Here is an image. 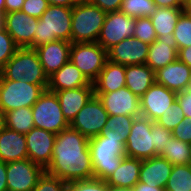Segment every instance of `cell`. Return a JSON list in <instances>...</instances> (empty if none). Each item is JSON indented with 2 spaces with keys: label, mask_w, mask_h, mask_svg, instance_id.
<instances>
[{
  "label": "cell",
  "mask_w": 191,
  "mask_h": 191,
  "mask_svg": "<svg viewBox=\"0 0 191 191\" xmlns=\"http://www.w3.org/2000/svg\"><path fill=\"white\" fill-rule=\"evenodd\" d=\"M45 172L67 183L94 178L89 139L70 126L56 134L52 160Z\"/></svg>",
  "instance_id": "1"
},
{
  "label": "cell",
  "mask_w": 191,
  "mask_h": 191,
  "mask_svg": "<svg viewBox=\"0 0 191 191\" xmlns=\"http://www.w3.org/2000/svg\"><path fill=\"white\" fill-rule=\"evenodd\" d=\"M126 140L113 130H102L89 139L94 178L106 180L120 165L125 154Z\"/></svg>",
  "instance_id": "2"
},
{
  "label": "cell",
  "mask_w": 191,
  "mask_h": 191,
  "mask_svg": "<svg viewBox=\"0 0 191 191\" xmlns=\"http://www.w3.org/2000/svg\"><path fill=\"white\" fill-rule=\"evenodd\" d=\"M0 79L37 85H48L49 81L36 50L29 47L18 48L13 57L0 70Z\"/></svg>",
  "instance_id": "3"
},
{
  "label": "cell",
  "mask_w": 191,
  "mask_h": 191,
  "mask_svg": "<svg viewBox=\"0 0 191 191\" xmlns=\"http://www.w3.org/2000/svg\"><path fill=\"white\" fill-rule=\"evenodd\" d=\"M72 8L49 5L38 19L33 48L55 40L71 42Z\"/></svg>",
  "instance_id": "4"
},
{
  "label": "cell",
  "mask_w": 191,
  "mask_h": 191,
  "mask_svg": "<svg viewBox=\"0 0 191 191\" xmlns=\"http://www.w3.org/2000/svg\"><path fill=\"white\" fill-rule=\"evenodd\" d=\"M106 12L89 2L72 8L71 43L97 42Z\"/></svg>",
  "instance_id": "5"
},
{
  "label": "cell",
  "mask_w": 191,
  "mask_h": 191,
  "mask_svg": "<svg viewBox=\"0 0 191 191\" xmlns=\"http://www.w3.org/2000/svg\"><path fill=\"white\" fill-rule=\"evenodd\" d=\"M47 88L48 85L0 79V108L6 113L18 108L32 107Z\"/></svg>",
  "instance_id": "6"
},
{
  "label": "cell",
  "mask_w": 191,
  "mask_h": 191,
  "mask_svg": "<svg viewBox=\"0 0 191 191\" xmlns=\"http://www.w3.org/2000/svg\"><path fill=\"white\" fill-rule=\"evenodd\" d=\"M108 60L107 50L97 42L71 43L70 61L94 82Z\"/></svg>",
  "instance_id": "7"
},
{
  "label": "cell",
  "mask_w": 191,
  "mask_h": 191,
  "mask_svg": "<svg viewBox=\"0 0 191 191\" xmlns=\"http://www.w3.org/2000/svg\"><path fill=\"white\" fill-rule=\"evenodd\" d=\"M34 126L58 134L69 126L55 92L46 89L32 106Z\"/></svg>",
  "instance_id": "8"
},
{
  "label": "cell",
  "mask_w": 191,
  "mask_h": 191,
  "mask_svg": "<svg viewBox=\"0 0 191 191\" xmlns=\"http://www.w3.org/2000/svg\"><path fill=\"white\" fill-rule=\"evenodd\" d=\"M152 122L141 115L135 117L126 140V156L141 160L155 157L154 133H151Z\"/></svg>",
  "instance_id": "9"
},
{
  "label": "cell",
  "mask_w": 191,
  "mask_h": 191,
  "mask_svg": "<svg viewBox=\"0 0 191 191\" xmlns=\"http://www.w3.org/2000/svg\"><path fill=\"white\" fill-rule=\"evenodd\" d=\"M108 117L109 114L104 109L101 101L94 95L77 113L69 126L90 139L99 136Z\"/></svg>",
  "instance_id": "10"
},
{
  "label": "cell",
  "mask_w": 191,
  "mask_h": 191,
  "mask_svg": "<svg viewBox=\"0 0 191 191\" xmlns=\"http://www.w3.org/2000/svg\"><path fill=\"white\" fill-rule=\"evenodd\" d=\"M135 18L127 16L121 11L108 12L97 40L107 51L125 38L133 37Z\"/></svg>",
  "instance_id": "11"
},
{
  "label": "cell",
  "mask_w": 191,
  "mask_h": 191,
  "mask_svg": "<svg viewBox=\"0 0 191 191\" xmlns=\"http://www.w3.org/2000/svg\"><path fill=\"white\" fill-rule=\"evenodd\" d=\"M45 169L29 158L6 163L8 191H33Z\"/></svg>",
  "instance_id": "12"
},
{
  "label": "cell",
  "mask_w": 191,
  "mask_h": 191,
  "mask_svg": "<svg viewBox=\"0 0 191 191\" xmlns=\"http://www.w3.org/2000/svg\"><path fill=\"white\" fill-rule=\"evenodd\" d=\"M176 97L177 92L155 82L140 98L141 116L155 122L162 114L172 109Z\"/></svg>",
  "instance_id": "13"
},
{
  "label": "cell",
  "mask_w": 191,
  "mask_h": 191,
  "mask_svg": "<svg viewBox=\"0 0 191 191\" xmlns=\"http://www.w3.org/2000/svg\"><path fill=\"white\" fill-rule=\"evenodd\" d=\"M109 116L141 115L140 98L134 95L126 86L110 93H95Z\"/></svg>",
  "instance_id": "14"
},
{
  "label": "cell",
  "mask_w": 191,
  "mask_h": 191,
  "mask_svg": "<svg viewBox=\"0 0 191 191\" xmlns=\"http://www.w3.org/2000/svg\"><path fill=\"white\" fill-rule=\"evenodd\" d=\"M25 138L28 158L46 169L52 160L56 134L33 127L25 134Z\"/></svg>",
  "instance_id": "15"
},
{
  "label": "cell",
  "mask_w": 191,
  "mask_h": 191,
  "mask_svg": "<svg viewBox=\"0 0 191 191\" xmlns=\"http://www.w3.org/2000/svg\"><path fill=\"white\" fill-rule=\"evenodd\" d=\"M37 24L38 18L28 16L22 11L5 14V30L19 48H33Z\"/></svg>",
  "instance_id": "16"
},
{
  "label": "cell",
  "mask_w": 191,
  "mask_h": 191,
  "mask_svg": "<svg viewBox=\"0 0 191 191\" xmlns=\"http://www.w3.org/2000/svg\"><path fill=\"white\" fill-rule=\"evenodd\" d=\"M149 44L138 38H125L107 51L108 60L124 66L146 64Z\"/></svg>",
  "instance_id": "17"
},
{
  "label": "cell",
  "mask_w": 191,
  "mask_h": 191,
  "mask_svg": "<svg viewBox=\"0 0 191 191\" xmlns=\"http://www.w3.org/2000/svg\"><path fill=\"white\" fill-rule=\"evenodd\" d=\"M49 78L70 60L71 42L55 40L34 48Z\"/></svg>",
  "instance_id": "18"
},
{
  "label": "cell",
  "mask_w": 191,
  "mask_h": 191,
  "mask_svg": "<svg viewBox=\"0 0 191 191\" xmlns=\"http://www.w3.org/2000/svg\"><path fill=\"white\" fill-rule=\"evenodd\" d=\"M156 83L181 92L191 87V68L176 59L155 72Z\"/></svg>",
  "instance_id": "19"
},
{
  "label": "cell",
  "mask_w": 191,
  "mask_h": 191,
  "mask_svg": "<svg viewBox=\"0 0 191 191\" xmlns=\"http://www.w3.org/2000/svg\"><path fill=\"white\" fill-rule=\"evenodd\" d=\"M55 93L58 97L62 113L69 124L85 104L95 95L94 84L92 82L87 86L77 89L60 90Z\"/></svg>",
  "instance_id": "20"
},
{
  "label": "cell",
  "mask_w": 191,
  "mask_h": 191,
  "mask_svg": "<svg viewBox=\"0 0 191 191\" xmlns=\"http://www.w3.org/2000/svg\"><path fill=\"white\" fill-rule=\"evenodd\" d=\"M173 165L161 156L141 161L139 182L149 186L165 188L172 172Z\"/></svg>",
  "instance_id": "21"
},
{
  "label": "cell",
  "mask_w": 191,
  "mask_h": 191,
  "mask_svg": "<svg viewBox=\"0 0 191 191\" xmlns=\"http://www.w3.org/2000/svg\"><path fill=\"white\" fill-rule=\"evenodd\" d=\"M90 83L82 72L69 60L49 77L47 89L57 92L60 90L77 89Z\"/></svg>",
  "instance_id": "22"
},
{
  "label": "cell",
  "mask_w": 191,
  "mask_h": 191,
  "mask_svg": "<svg viewBox=\"0 0 191 191\" xmlns=\"http://www.w3.org/2000/svg\"><path fill=\"white\" fill-rule=\"evenodd\" d=\"M28 158L25 134L5 127L0 131V161L5 163Z\"/></svg>",
  "instance_id": "23"
},
{
  "label": "cell",
  "mask_w": 191,
  "mask_h": 191,
  "mask_svg": "<svg viewBox=\"0 0 191 191\" xmlns=\"http://www.w3.org/2000/svg\"><path fill=\"white\" fill-rule=\"evenodd\" d=\"M93 84L95 93H110L125 87V66L107 60Z\"/></svg>",
  "instance_id": "24"
},
{
  "label": "cell",
  "mask_w": 191,
  "mask_h": 191,
  "mask_svg": "<svg viewBox=\"0 0 191 191\" xmlns=\"http://www.w3.org/2000/svg\"><path fill=\"white\" fill-rule=\"evenodd\" d=\"M126 87L141 98L156 82L155 72L146 64L125 66Z\"/></svg>",
  "instance_id": "25"
},
{
  "label": "cell",
  "mask_w": 191,
  "mask_h": 191,
  "mask_svg": "<svg viewBox=\"0 0 191 191\" xmlns=\"http://www.w3.org/2000/svg\"><path fill=\"white\" fill-rule=\"evenodd\" d=\"M178 59V50L171 39H156L149 45L146 65L154 72Z\"/></svg>",
  "instance_id": "26"
},
{
  "label": "cell",
  "mask_w": 191,
  "mask_h": 191,
  "mask_svg": "<svg viewBox=\"0 0 191 191\" xmlns=\"http://www.w3.org/2000/svg\"><path fill=\"white\" fill-rule=\"evenodd\" d=\"M141 159L124 156L119 167L105 180L109 186L131 187L139 182Z\"/></svg>",
  "instance_id": "27"
},
{
  "label": "cell",
  "mask_w": 191,
  "mask_h": 191,
  "mask_svg": "<svg viewBox=\"0 0 191 191\" xmlns=\"http://www.w3.org/2000/svg\"><path fill=\"white\" fill-rule=\"evenodd\" d=\"M189 8L156 7L150 18L155 29L157 39H171L180 15Z\"/></svg>",
  "instance_id": "28"
},
{
  "label": "cell",
  "mask_w": 191,
  "mask_h": 191,
  "mask_svg": "<svg viewBox=\"0 0 191 191\" xmlns=\"http://www.w3.org/2000/svg\"><path fill=\"white\" fill-rule=\"evenodd\" d=\"M158 156L167 159L172 165L191 164V144L172 136Z\"/></svg>",
  "instance_id": "29"
},
{
  "label": "cell",
  "mask_w": 191,
  "mask_h": 191,
  "mask_svg": "<svg viewBox=\"0 0 191 191\" xmlns=\"http://www.w3.org/2000/svg\"><path fill=\"white\" fill-rule=\"evenodd\" d=\"M6 127L21 134L28 133L34 126L32 107H23L5 113Z\"/></svg>",
  "instance_id": "30"
},
{
  "label": "cell",
  "mask_w": 191,
  "mask_h": 191,
  "mask_svg": "<svg viewBox=\"0 0 191 191\" xmlns=\"http://www.w3.org/2000/svg\"><path fill=\"white\" fill-rule=\"evenodd\" d=\"M166 191H191V164L173 165Z\"/></svg>",
  "instance_id": "31"
},
{
  "label": "cell",
  "mask_w": 191,
  "mask_h": 191,
  "mask_svg": "<svg viewBox=\"0 0 191 191\" xmlns=\"http://www.w3.org/2000/svg\"><path fill=\"white\" fill-rule=\"evenodd\" d=\"M171 41L177 50L191 46V11L185 10L179 17Z\"/></svg>",
  "instance_id": "32"
},
{
  "label": "cell",
  "mask_w": 191,
  "mask_h": 191,
  "mask_svg": "<svg viewBox=\"0 0 191 191\" xmlns=\"http://www.w3.org/2000/svg\"><path fill=\"white\" fill-rule=\"evenodd\" d=\"M155 10L153 0H122L119 9L131 18L151 17Z\"/></svg>",
  "instance_id": "33"
},
{
  "label": "cell",
  "mask_w": 191,
  "mask_h": 191,
  "mask_svg": "<svg viewBox=\"0 0 191 191\" xmlns=\"http://www.w3.org/2000/svg\"><path fill=\"white\" fill-rule=\"evenodd\" d=\"M135 117L126 116V115H113L109 116L106 121L103 130H113L115 134L127 140L128 135L130 134V130L132 124L134 122Z\"/></svg>",
  "instance_id": "34"
},
{
  "label": "cell",
  "mask_w": 191,
  "mask_h": 191,
  "mask_svg": "<svg viewBox=\"0 0 191 191\" xmlns=\"http://www.w3.org/2000/svg\"><path fill=\"white\" fill-rule=\"evenodd\" d=\"M133 37L149 45L157 39L155 29L149 17L135 18V31Z\"/></svg>",
  "instance_id": "35"
},
{
  "label": "cell",
  "mask_w": 191,
  "mask_h": 191,
  "mask_svg": "<svg viewBox=\"0 0 191 191\" xmlns=\"http://www.w3.org/2000/svg\"><path fill=\"white\" fill-rule=\"evenodd\" d=\"M18 48L5 28L0 29V70L13 57Z\"/></svg>",
  "instance_id": "36"
},
{
  "label": "cell",
  "mask_w": 191,
  "mask_h": 191,
  "mask_svg": "<svg viewBox=\"0 0 191 191\" xmlns=\"http://www.w3.org/2000/svg\"><path fill=\"white\" fill-rule=\"evenodd\" d=\"M184 118V112L176 100L172 105V109L162 114L155 122L172 131Z\"/></svg>",
  "instance_id": "37"
},
{
  "label": "cell",
  "mask_w": 191,
  "mask_h": 191,
  "mask_svg": "<svg viewBox=\"0 0 191 191\" xmlns=\"http://www.w3.org/2000/svg\"><path fill=\"white\" fill-rule=\"evenodd\" d=\"M108 188L105 180L92 178L69 182L66 191H108Z\"/></svg>",
  "instance_id": "38"
},
{
  "label": "cell",
  "mask_w": 191,
  "mask_h": 191,
  "mask_svg": "<svg viewBox=\"0 0 191 191\" xmlns=\"http://www.w3.org/2000/svg\"><path fill=\"white\" fill-rule=\"evenodd\" d=\"M67 184L60 178L44 172L33 191H66Z\"/></svg>",
  "instance_id": "39"
},
{
  "label": "cell",
  "mask_w": 191,
  "mask_h": 191,
  "mask_svg": "<svg viewBox=\"0 0 191 191\" xmlns=\"http://www.w3.org/2000/svg\"><path fill=\"white\" fill-rule=\"evenodd\" d=\"M151 133H154L153 145L155 147V156H158L165 144L168 143V140L171 139L172 131L164 128L157 122H152Z\"/></svg>",
  "instance_id": "40"
},
{
  "label": "cell",
  "mask_w": 191,
  "mask_h": 191,
  "mask_svg": "<svg viewBox=\"0 0 191 191\" xmlns=\"http://www.w3.org/2000/svg\"><path fill=\"white\" fill-rule=\"evenodd\" d=\"M48 6L47 0H25L21 11L28 16L39 19Z\"/></svg>",
  "instance_id": "41"
},
{
  "label": "cell",
  "mask_w": 191,
  "mask_h": 191,
  "mask_svg": "<svg viewBox=\"0 0 191 191\" xmlns=\"http://www.w3.org/2000/svg\"><path fill=\"white\" fill-rule=\"evenodd\" d=\"M172 136L175 139L191 144V117H185L173 130Z\"/></svg>",
  "instance_id": "42"
},
{
  "label": "cell",
  "mask_w": 191,
  "mask_h": 191,
  "mask_svg": "<svg viewBox=\"0 0 191 191\" xmlns=\"http://www.w3.org/2000/svg\"><path fill=\"white\" fill-rule=\"evenodd\" d=\"M176 100L182 108L184 116L187 118L191 117V87L184 91L177 92Z\"/></svg>",
  "instance_id": "43"
},
{
  "label": "cell",
  "mask_w": 191,
  "mask_h": 191,
  "mask_svg": "<svg viewBox=\"0 0 191 191\" xmlns=\"http://www.w3.org/2000/svg\"><path fill=\"white\" fill-rule=\"evenodd\" d=\"M89 3L98 6L104 12L119 11L122 0H91Z\"/></svg>",
  "instance_id": "44"
},
{
  "label": "cell",
  "mask_w": 191,
  "mask_h": 191,
  "mask_svg": "<svg viewBox=\"0 0 191 191\" xmlns=\"http://www.w3.org/2000/svg\"><path fill=\"white\" fill-rule=\"evenodd\" d=\"M156 7L162 8H189L187 0H153Z\"/></svg>",
  "instance_id": "45"
},
{
  "label": "cell",
  "mask_w": 191,
  "mask_h": 191,
  "mask_svg": "<svg viewBox=\"0 0 191 191\" xmlns=\"http://www.w3.org/2000/svg\"><path fill=\"white\" fill-rule=\"evenodd\" d=\"M25 0H5V14L12 11H21Z\"/></svg>",
  "instance_id": "46"
},
{
  "label": "cell",
  "mask_w": 191,
  "mask_h": 191,
  "mask_svg": "<svg viewBox=\"0 0 191 191\" xmlns=\"http://www.w3.org/2000/svg\"><path fill=\"white\" fill-rule=\"evenodd\" d=\"M178 59L191 68V46L179 49Z\"/></svg>",
  "instance_id": "47"
},
{
  "label": "cell",
  "mask_w": 191,
  "mask_h": 191,
  "mask_svg": "<svg viewBox=\"0 0 191 191\" xmlns=\"http://www.w3.org/2000/svg\"><path fill=\"white\" fill-rule=\"evenodd\" d=\"M0 191H8L6 179V163L0 161Z\"/></svg>",
  "instance_id": "48"
},
{
  "label": "cell",
  "mask_w": 191,
  "mask_h": 191,
  "mask_svg": "<svg viewBox=\"0 0 191 191\" xmlns=\"http://www.w3.org/2000/svg\"><path fill=\"white\" fill-rule=\"evenodd\" d=\"M133 191H166L165 188L162 187H153L149 186L143 182H138L134 187Z\"/></svg>",
  "instance_id": "49"
},
{
  "label": "cell",
  "mask_w": 191,
  "mask_h": 191,
  "mask_svg": "<svg viewBox=\"0 0 191 191\" xmlns=\"http://www.w3.org/2000/svg\"><path fill=\"white\" fill-rule=\"evenodd\" d=\"M49 5L64 6L73 8L78 1L77 0H47Z\"/></svg>",
  "instance_id": "50"
},
{
  "label": "cell",
  "mask_w": 191,
  "mask_h": 191,
  "mask_svg": "<svg viewBox=\"0 0 191 191\" xmlns=\"http://www.w3.org/2000/svg\"><path fill=\"white\" fill-rule=\"evenodd\" d=\"M108 191H133L131 187L109 186Z\"/></svg>",
  "instance_id": "51"
},
{
  "label": "cell",
  "mask_w": 191,
  "mask_h": 191,
  "mask_svg": "<svg viewBox=\"0 0 191 191\" xmlns=\"http://www.w3.org/2000/svg\"><path fill=\"white\" fill-rule=\"evenodd\" d=\"M6 127L5 112L0 108V131Z\"/></svg>",
  "instance_id": "52"
},
{
  "label": "cell",
  "mask_w": 191,
  "mask_h": 191,
  "mask_svg": "<svg viewBox=\"0 0 191 191\" xmlns=\"http://www.w3.org/2000/svg\"><path fill=\"white\" fill-rule=\"evenodd\" d=\"M5 28V15L0 13V29Z\"/></svg>",
  "instance_id": "53"
},
{
  "label": "cell",
  "mask_w": 191,
  "mask_h": 191,
  "mask_svg": "<svg viewBox=\"0 0 191 191\" xmlns=\"http://www.w3.org/2000/svg\"><path fill=\"white\" fill-rule=\"evenodd\" d=\"M0 13L5 15V0H0Z\"/></svg>",
  "instance_id": "54"
},
{
  "label": "cell",
  "mask_w": 191,
  "mask_h": 191,
  "mask_svg": "<svg viewBox=\"0 0 191 191\" xmlns=\"http://www.w3.org/2000/svg\"><path fill=\"white\" fill-rule=\"evenodd\" d=\"M78 3H85V2H90L91 0H77Z\"/></svg>",
  "instance_id": "55"
}]
</instances>
